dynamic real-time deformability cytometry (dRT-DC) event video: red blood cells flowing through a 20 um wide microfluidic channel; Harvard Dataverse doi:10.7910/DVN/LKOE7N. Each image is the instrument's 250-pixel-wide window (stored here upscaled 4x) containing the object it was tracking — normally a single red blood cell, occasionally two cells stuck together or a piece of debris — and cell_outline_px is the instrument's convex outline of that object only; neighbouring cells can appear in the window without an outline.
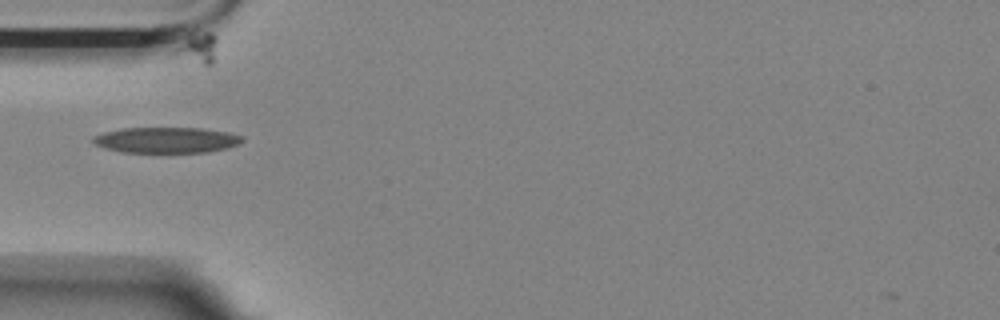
{"species": "Egyptian fruit bat (a non-hibernating species)", "species_latin": "Rousettus aegyptiacus", "temperature_condition": "room temperature", "stored_images_in_passage": 40, "camera_frame_rate_fps": 3000, "um_per_image_px": 0.085, "animal": {"sex": "female"}, "frame": {"image": 1, "passage_image": 1, "time_ms": 0.0, "image_size_px": [1000, 320], "cell_outline_px": [[244, 140], [240, 144], [228, 148], [208, 152], [124, 152], [108, 148], [96, 144], [92, 140], [92, 136], [104, 132], [124, 128], [204, 128], [228, 132], [244, 136]], "centroid_in_image_um": [14.22, 11.9], "position_along_channel_um": 70.8, "area_um2": 22.37}}
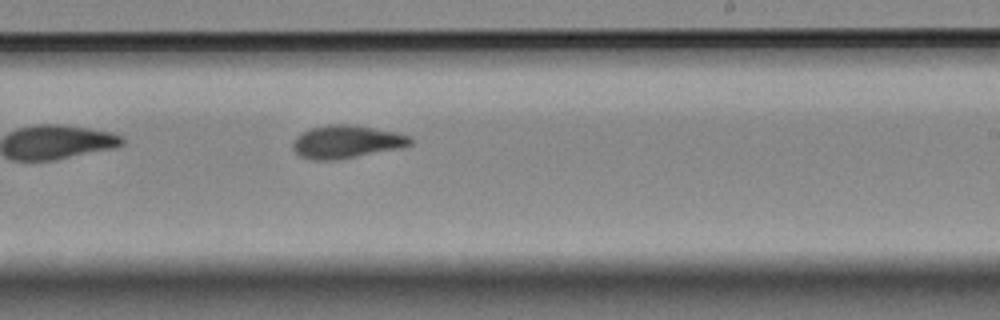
{"frame": {"image": 2, "passage_image": 17, "time_ms": 5.333, "image_size_px": [1000, 320], "cell_outline_px": [[412, 144], [404, 148], [336, 160], [308, 160], [300, 156], [292, 148], [292, 144], [296, 136], [300, 132], [312, 128], [328, 124], [352, 124], [396, 132], [412, 136]], "centroid_in_image_um": [29.46, 12.06], "position_along_channel_um": 259.5, "area_um2": 22.95}}
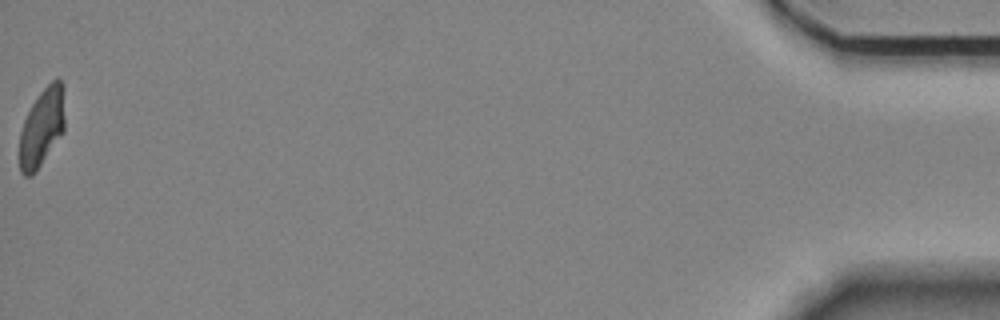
{"frame": {"image": 3, "passage_image": 40, "time_ms": 13.0, "image_size_px": [1000, 320], "cell_outline_px": [[64, 132], [36, 172], [32, 176], [24, 176], [20, 172], [20, 132], [24, 120], [32, 104], [40, 92], [52, 80], [60, 80], [64, 84]], "centroid_in_image_um": [3.58, 10.84], "position_along_channel_um": 431.6, "area_um2": 20.75}}